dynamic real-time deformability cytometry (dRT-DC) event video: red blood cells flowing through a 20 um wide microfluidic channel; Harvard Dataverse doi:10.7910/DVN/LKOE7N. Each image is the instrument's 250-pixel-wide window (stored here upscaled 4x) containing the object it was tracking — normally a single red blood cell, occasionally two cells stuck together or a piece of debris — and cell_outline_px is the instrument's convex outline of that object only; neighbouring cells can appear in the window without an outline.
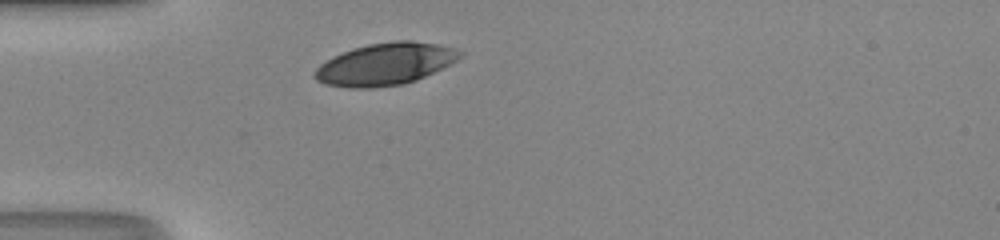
{"species": "human", "species_latin": "Homo sapiens", "temperature_condition": "room temperature", "stored_images_in_passage": 26, "camera_frame_rate_fps": 3000, "um_per_image_px": 0.085, "donor": {"sex": "male"}, "frame": {"image": 1, "passage_image": 1, "time_ms": 0.0, "image_size_px": [1000, 240], "cell_outline_px": [[464, 52], [456, 60], [416, 80], [404, 84], [372, 88], [348, 88], [324, 84], [316, 80], [312, 76], [312, 72], [320, 64], [332, 56], [352, 48], [368, 44], [396, 40], [412, 40], [436, 44], [452, 48]], "centroid_in_image_um": [32.66, 5.45], "position_along_channel_um": 52.3, "area_um2": 35.6}}
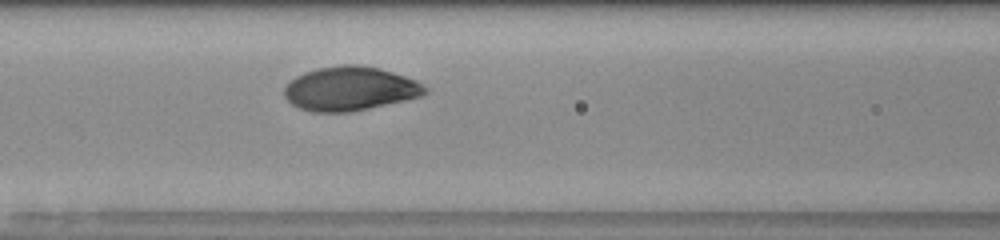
{"frame": {"image": 2, "passage_image": 8, "time_ms": 2.333, "image_size_px": [1000, 240], "cell_outline_px": [[428, 92], [424, 96], [368, 108], [348, 112], [312, 112], [300, 108], [292, 104], [284, 96], [284, 88], [296, 76], [304, 72], [316, 68], [344, 64], [360, 64], [380, 68], [416, 80], [428, 88]], "centroid_in_image_um": [29.77, 7.53], "position_along_channel_um": 136.8, "area_um2": 36.18}}
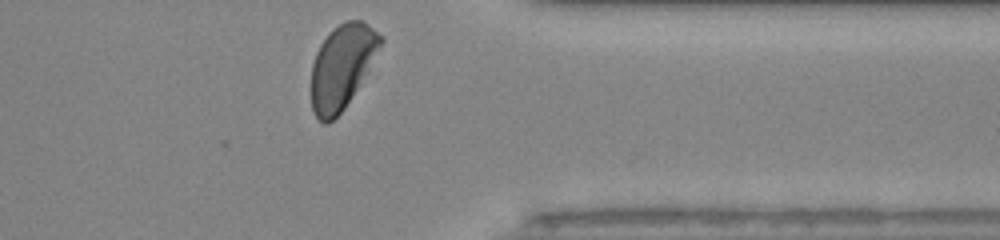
{"frame": {"image": 3, "passage_image": 26, "time_ms": 8.333, "image_size_px": [1000, 240], "cell_outline_px": [[384, 40], [356, 88], [344, 108], [328, 124], [324, 124], [312, 112], [312, 64], [316, 52], [320, 44], [332, 28], [348, 20], [360, 20], [368, 24], [384, 36]], "centroid_in_image_um": [29.05, 5.63], "position_along_channel_um": 382.4, "area_um2": 33.23}, "authors_computed_cell_mechanics": {"area_um2": 35.547, "velocity_mm_per_s": 4.2158, "shape_relaxation_time_tau1_ms": 1.7579, "shape_relaxation_time_tau2_ms": null, "deformation_change_tau1": 0.1226, "deformation_change_tau2": null}}